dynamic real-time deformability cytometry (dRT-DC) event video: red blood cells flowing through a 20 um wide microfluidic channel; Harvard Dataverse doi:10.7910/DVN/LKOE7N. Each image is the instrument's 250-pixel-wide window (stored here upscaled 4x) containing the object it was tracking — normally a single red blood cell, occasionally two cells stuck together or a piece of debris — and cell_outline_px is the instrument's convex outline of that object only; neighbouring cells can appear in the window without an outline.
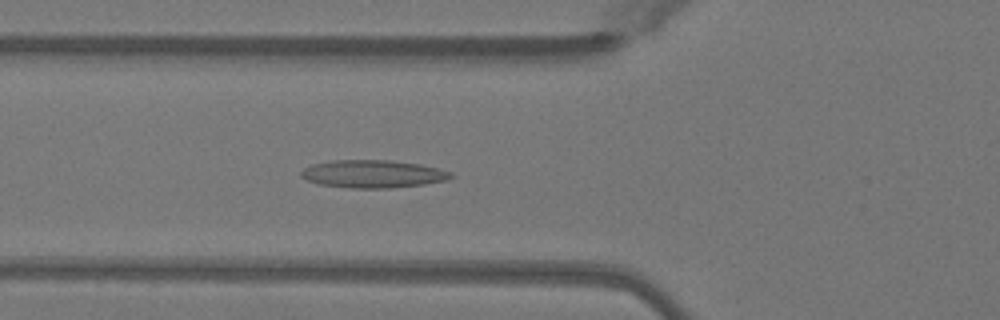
{"species": "Egyptian fruit bat (a non-hibernating species)", "species_latin": "Rousettus aegyptiacus", "temperature_condition": "warm", "stored_images_in_passage": 50, "camera_frame_rate_fps": 3000, "um_per_image_px": 0.085, "animal": {"sex": "female"}, "frame": {"image": 1, "passage_image": 18, "time_ms": 5.667, "image_size_px": [1000, 320], "cell_outline_px": [[456, 176], [448, 180], [424, 184], [392, 188], [348, 188], [320, 184], [308, 180], [300, 176], [300, 172], [304, 168], [312, 164], [332, 160], [388, 160], [420, 164], [452, 172]], "centroid_in_image_um": [31.72, 14.78], "position_along_channel_um": 94.1, "area_um2": 24.33}}
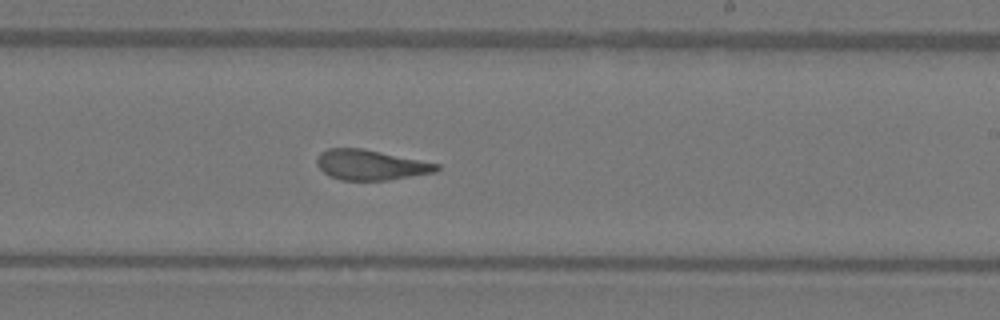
{"frame": {"image": 2, "passage_image": 30, "time_ms": 9.667, "image_size_px": [1000, 320], "cell_outline_px": [[440, 168], [436, 172], [388, 180], [340, 180], [328, 176], [316, 164], [316, 156], [320, 152], [328, 148], [364, 148], [440, 164]], "centroid_in_image_um": [31.48, 14.01], "position_along_channel_um": 257.5, "area_um2": 21.27}}
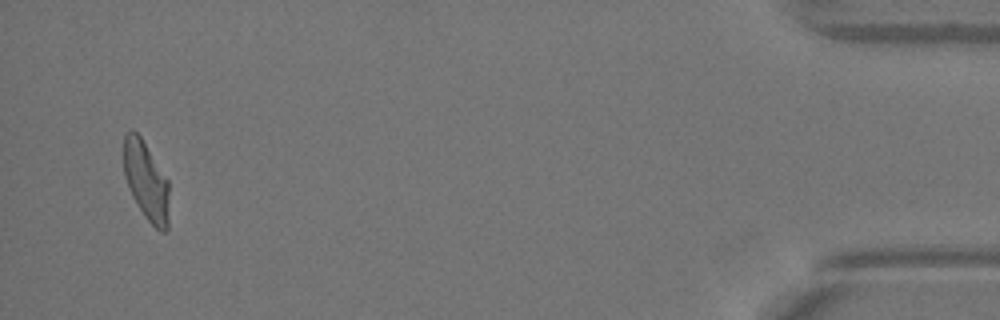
{"frame": {"image": 3, "passage_image": 48, "time_ms": 15.667, "image_size_px": [1000, 320], "cell_outline_px": [[168, 228], [164, 232], [160, 232], [144, 216], [132, 196], [128, 188], [124, 176], [124, 136], [132, 128], [140, 136], [168, 180]], "centroid_in_image_um": [12.41, 15.39], "position_along_channel_um": 422.8, "area_um2": 20.69}, "authors_computed_cell_mechanics": {"area_um2": 21.9929, "velocity_mm_per_s": 4.0805, "shape_relaxation_time_tau1_ms": null, "shape_relaxation_time_tau2_ms": 2.2736, "deformation_change_tau1": null, "deformation_change_tau2": 0.113}}